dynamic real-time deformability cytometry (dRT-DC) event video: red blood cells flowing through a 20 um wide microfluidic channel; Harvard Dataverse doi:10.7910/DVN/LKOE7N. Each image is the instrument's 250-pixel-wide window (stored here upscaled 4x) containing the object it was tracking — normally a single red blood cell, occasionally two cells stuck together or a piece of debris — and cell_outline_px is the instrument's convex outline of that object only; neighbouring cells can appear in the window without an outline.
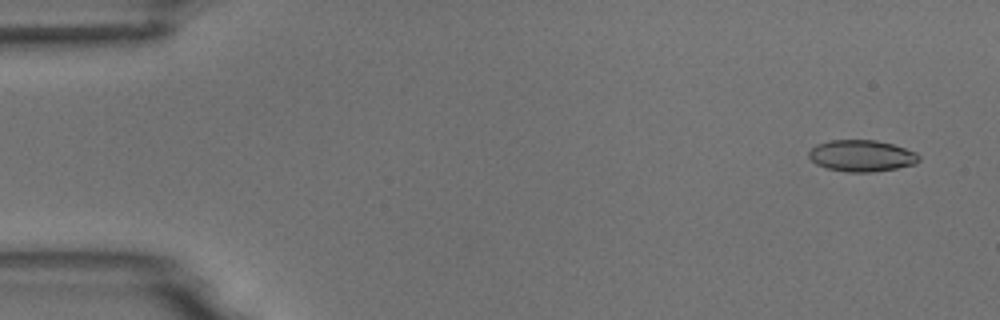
{"species": "common noctule bat (a hibernating species)", "species_latin": "Nyctalus noctula", "temperature_condition": "room temperature", "stored_images_in_passage": 8, "camera_frame_rate_fps": 3000, "um_per_image_px": 0.085, "animal": {"sex": "male", "body_mass_g": 18.8}, "frame": {"image": 1, "passage_image": 1, "time_ms": 0.0, "image_size_px": [1000, 320], "cell_outline_px": [[920, 160], [916, 164], [896, 168], [872, 172], [848, 172], [828, 168], [816, 164], [808, 156], [808, 152], [816, 144], [828, 140], [876, 140], [892, 144], [916, 152], [920, 156]], "centroid_in_image_um": [73.24, 13.23], "position_along_channel_um": 11.8, "area_um2": 20.23}}
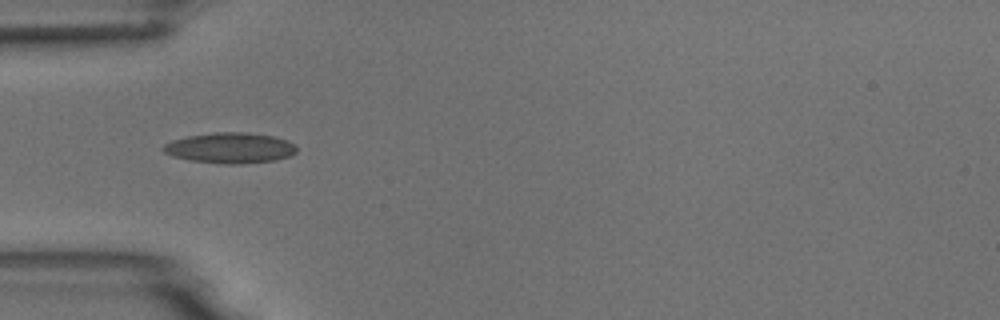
{"frame": {"image": 2, "passage_image": 5, "time_ms": 4.667, "image_size_px": [1000, 320], "cell_outline_px": [[296, 152], [288, 156], [276, 160], [240, 164], [228, 164], [192, 160], [172, 156], [164, 152], [160, 148], [164, 144], [172, 140], [188, 136], [216, 132], [248, 132], [272, 136], [288, 140], [296, 144]], "centroid_in_image_um": [19.57, 12.56], "position_along_channel_um": 65.4, "area_um2": 23.76}}